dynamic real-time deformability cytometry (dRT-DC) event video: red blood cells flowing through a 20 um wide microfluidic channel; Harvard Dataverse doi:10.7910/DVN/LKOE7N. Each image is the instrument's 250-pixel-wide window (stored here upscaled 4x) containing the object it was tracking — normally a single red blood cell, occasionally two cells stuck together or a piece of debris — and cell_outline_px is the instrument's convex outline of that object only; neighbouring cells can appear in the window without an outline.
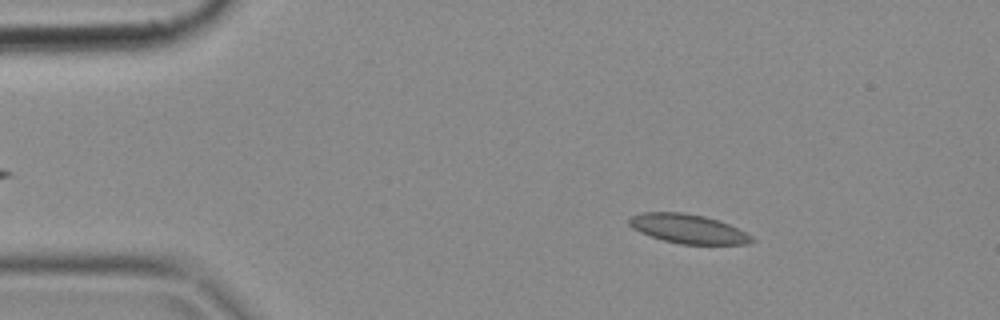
{"species": "common noctule bat (a hibernating species)", "species_latin": "Nyctalus noctula", "temperature_condition": "cold", "stored_images_in_passage": 50, "camera_frame_rate_fps": 3000, "um_per_image_px": 0.085, "animal": {"sex": "female", "body_mass_g": 18.4}, "frame": {"image": 1, "passage_image": 7, "time_ms": 2.0, "image_size_px": [1000, 320], "cell_outline_px": [[756, 240], [748, 244], [680, 244], [664, 240], [640, 232], [632, 228], [628, 224], [628, 216], [640, 212], [684, 212], [704, 216], [728, 224], [752, 236]], "centroid_in_image_um": [58.44, 19.44], "position_along_channel_um": 26.6, "area_um2": 20.81}}
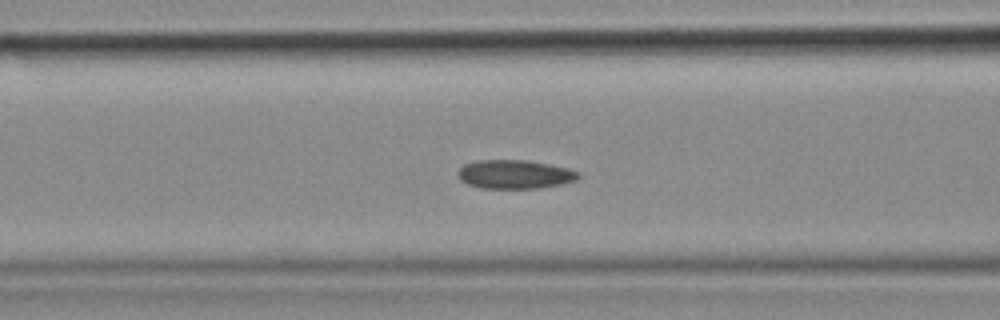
{"frame": {"image": 2, "passage_image": 19, "time_ms": 6.0, "image_size_px": [1000, 320], "cell_outline_px": [[580, 176], [576, 180], [560, 184], [540, 188], [480, 188], [468, 184], [460, 180], [456, 176], [456, 172], [464, 164], [476, 160], [524, 160], [548, 164], [568, 168], [580, 172]], "centroid_in_image_um": [43.72, 14.81], "position_along_channel_um": 122.9, "area_um2": 20.29}}
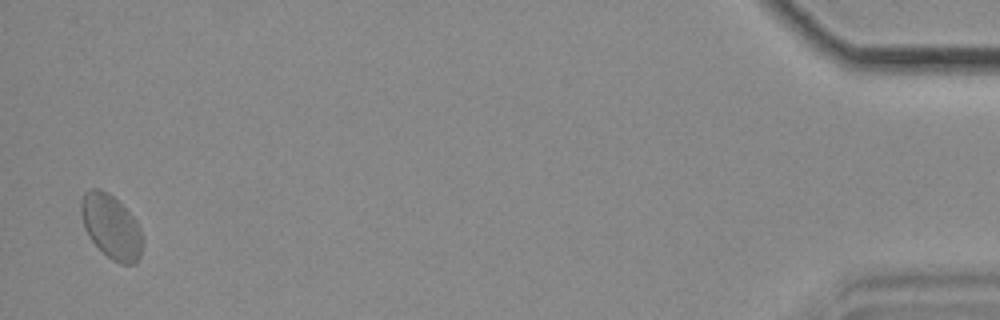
{"frame": {"image": 3, "passage_image": 49, "time_ms": 16.0, "image_size_px": [1000, 320], "cell_outline_px": [[140, 256], [132, 264], [120, 264], [112, 260], [88, 236], [84, 228], [80, 212], [80, 200], [84, 192], [92, 188], [100, 188], [108, 192], [136, 220], [140, 228]], "centroid_in_image_um": [9.39, 19.23], "position_along_channel_um": 425.8, "area_um2": 22.48}}